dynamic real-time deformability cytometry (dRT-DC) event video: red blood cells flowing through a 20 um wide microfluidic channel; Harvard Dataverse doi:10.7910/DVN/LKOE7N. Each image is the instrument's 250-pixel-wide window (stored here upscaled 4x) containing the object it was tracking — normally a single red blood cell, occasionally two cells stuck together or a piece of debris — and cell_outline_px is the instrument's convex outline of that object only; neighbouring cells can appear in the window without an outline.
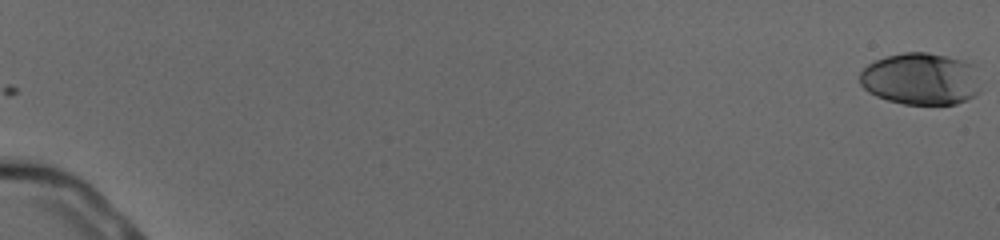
{"species": "human", "species_latin": "Homo sapiens", "temperature_condition": "cold", "stored_images_in_passage": 7, "camera_frame_rate_fps": 3000, "um_per_image_px": 0.085, "donor": {"sex": "male"}, "frame": {"image": 1, "passage_image": 1, "time_ms": 0.0, "image_size_px": [1000, 240], "cell_outline_px": [[980, 92], [956, 104], [904, 104], [888, 100], [876, 96], [868, 92], [860, 84], [860, 72], [868, 64], [876, 60], [888, 56], [904, 52], [928, 52], [944, 56], [968, 64]], "centroid_in_image_um": [78.15, 6.72], "position_along_channel_um": 6.9, "area_um2": 35.66}}